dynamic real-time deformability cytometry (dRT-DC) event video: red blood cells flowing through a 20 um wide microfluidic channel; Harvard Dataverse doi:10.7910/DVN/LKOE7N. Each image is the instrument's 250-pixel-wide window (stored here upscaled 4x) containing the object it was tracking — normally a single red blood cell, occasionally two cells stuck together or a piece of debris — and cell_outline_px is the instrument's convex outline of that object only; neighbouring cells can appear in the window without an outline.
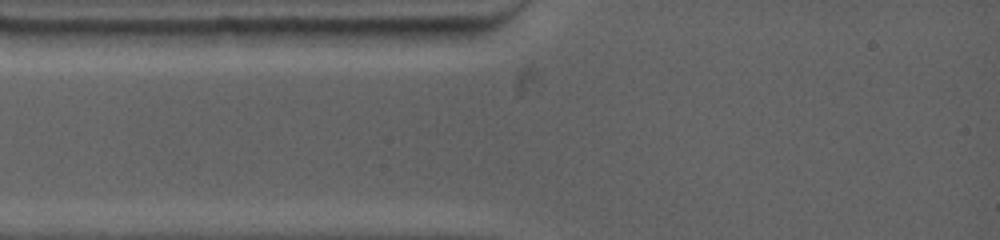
{"species": "common noctule bat (a hibernating species)", "species_latin": "Nyctalus noctula", "temperature_condition": "warm", "stored_images_in_passage": 2, "segment_of_instrument_passage": [1, 2], "camera_frame_rate_fps": 4500, "um_per_image_px": 0.085, "animal": {"sex": "female", "body_mass_g": 19.0, "forearm_length_mm": 53.3}, "frame": {"image": 1, "passage_image": 1, "time_ms": 0.0, "image_size_px": [1000, 240], "cell_outline_px": [[352, 28], [348, 40], [336, 44], [212, 44], [208, 36], [212, 32], [220, 28]], "centroid_in_image_um": [23.78, 3.06], "position_along_channel_um": 61.2, "area_um2": 15.78}}